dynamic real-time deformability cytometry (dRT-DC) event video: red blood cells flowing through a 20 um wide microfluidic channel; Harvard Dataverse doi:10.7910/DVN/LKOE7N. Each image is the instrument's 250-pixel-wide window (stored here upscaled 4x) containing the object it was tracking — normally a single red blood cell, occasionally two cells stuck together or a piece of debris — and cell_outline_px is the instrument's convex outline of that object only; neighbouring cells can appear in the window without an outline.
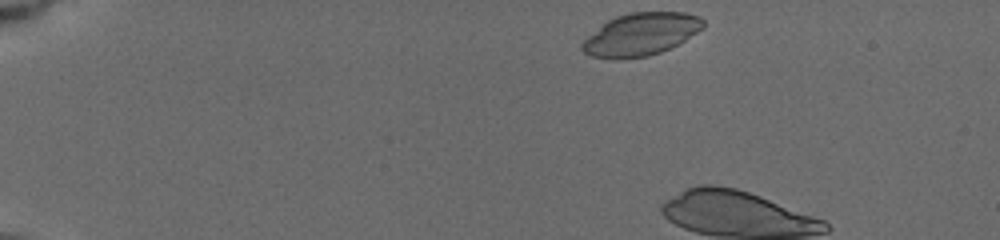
{"species": "common noctule bat (a hibernating species)", "species_latin": "Nyctalus noctula", "temperature_condition": "cold", "stored_images_in_passage": 6, "camera_frame_rate_fps": 3000, "um_per_image_px": 0.085, "animal": {"sex": "female", "body_mass_g": 19.5, "forearm_length_mm": 54.1}, "frame": {"image": 1, "passage_image": 1, "time_ms": 0.0, "image_size_px": [1000, 240], "cell_outline_px": [[704, 28], [684, 40], [660, 52], [648, 56], [616, 60], [592, 56], [584, 52], [580, 48], [580, 44], [588, 36], [608, 20], [616, 16], [628, 12], [684, 12], [700, 16], [704, 20]], "centroid_in_image_um": [54.46, 2.92], "position_along_channel_um": 30.5, "area_um2": 30.0}}